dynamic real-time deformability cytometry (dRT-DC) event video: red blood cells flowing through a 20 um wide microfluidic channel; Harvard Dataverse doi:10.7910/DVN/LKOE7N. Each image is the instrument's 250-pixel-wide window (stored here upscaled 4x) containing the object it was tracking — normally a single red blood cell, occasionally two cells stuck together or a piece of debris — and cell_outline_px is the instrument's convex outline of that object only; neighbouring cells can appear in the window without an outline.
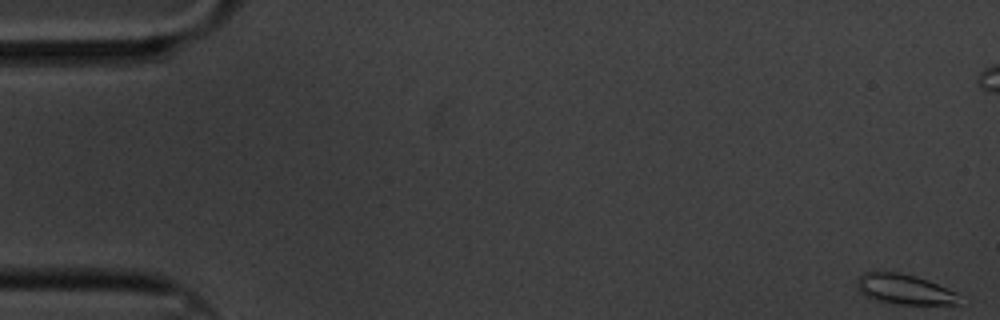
{"species": "common noctule bat (a hibernating species)", "species_latin": "Nyctalus noctula", "temperature_condition": "cold", "stored_images_in_passage": 62, "camera_frame_rate_fps": 3000, "um_per_image_px": 0.085, "animal": {"sex": "male", "body_mass_g": 20.1, "forearm_length_mm": 53.5}, "frame": {"image": 1, "passage_image": 1, "time_ms": 0.0, "image_size_px": [1000, 320], "cell_outline_px": [[964, 300], [960, 304], [888, 304], [872, 300], [864, 296], [856, 288], [856, 280], [864, 272], [900, 272], [916, 276], [928, 280], [956, 292]], "centroid_in_image_um": [76.86, 24.61], "position_along_channel_um": 8.1, "area_um2": 18.44}}
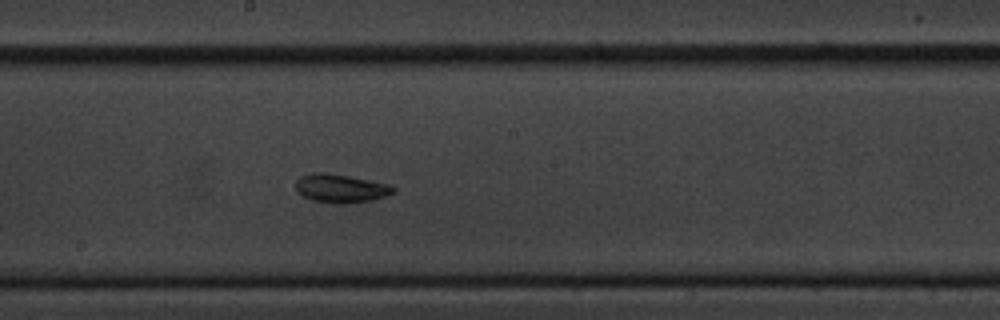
{"frame": {"image": 2, "passage_image": 33, "time_ms": 10.667, "image_size_px": [1000, 320], "cell_outline_px": [[396, 192], [372, 200], [348, 204], [336, 204], [312, 200], [296, 192], [296, 180], [300, 176], [312, 172], [324, 172], [348, 176], [388, 184], [396, 188]], "centroid_in_image_um": [28.94, 16.02], "position_along_channel_um": 219.3, "area_um2": 16.3}}
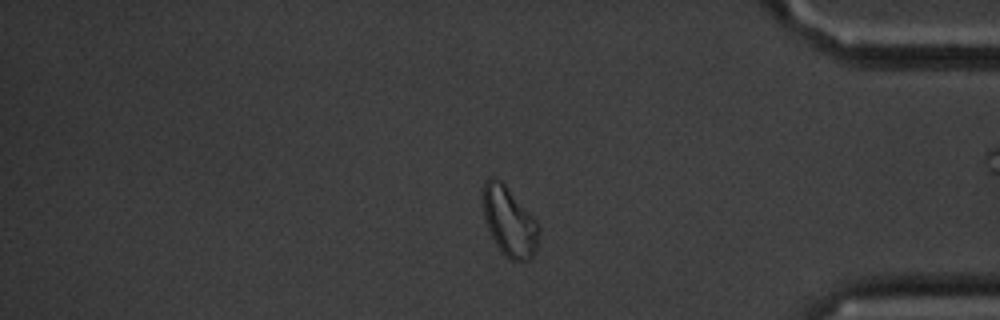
{"frame": {"image": 3, "passage_image": 51, "time_ms": 16.667, "image_size_px": [1000, 320], "cell_outline_px": [[540, 232], [536, 248], [532, 256], [528, 260], [512, 260], [496, 244], [488, 228], [484, 216], [484, 184], [492, 176], [500, 180], [504, 184], [536, 220], [540, 228]], "centroid_in_image_um": [43.32, 18.83], "position_along_channel_um": 391.9, "area_um2": 21.79}, "authors_computed_cell_mechanics": {"area_um2": 16.8198, "velocity_mm_per_s": 3.2861, "shape_relaxation_time_tau1_ms": 3.2229, "shape_relaxation_time_tau2_ms": 3.5536, "deformation_change_tau1": 0.1207, "deformation_change_tau2": 0.1212}}